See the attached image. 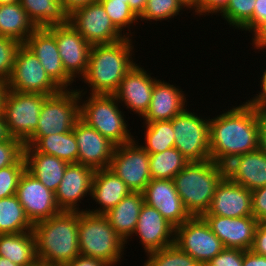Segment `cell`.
Here are the masks:
<instances>
[{"mask_svg": "<svg viewBox=\"0 0 266 266\" xmlns=\"http://www.w3.org/2000/svg\"><path fill=\"white\" fill-rule=\"evenodd\" d=\"M231 108L209 117L210 159L224 166L259 149L258 111L248 101Z\"/></svg>", "mask_w": 266, "mask_h": 266, "instance_id": "obj_1", "label": "cell"}, {"mask_svg": "<svg viewBox=\"0 0 266 266\" xmlns=\"http://www.w3.org/2000/svg\"><path fill=\"white\" fill-rule=\"evenodd\" d=\"M132 42L130 37H126L116 43L91 46L87 71L81 78L90 87V94H114L124 76L136 64L132 60Z\"/></svg>", "mask_w": 266, "mask_h": 266, "instance_id": "obj_2", "label": "cell"}, {"mask_svg": "<svg viewBox=\"0 0 266 266\" xmlns=\"http://www.w3.org/2000/svg\"><path fill=\"white\" fill-rule=\"evenodd\" d=\"M32 231L36 239L38 261L64 265L80 255L78 211H61L33 224Z\"/></svg>", "mask_w": 266, "mask_h": 266, "instance_id": "obj_3", "label": "cell"}, {"mask_svg": "<svg viewBox=\"0 0 266 266\" xmlns=\"http://www.w3.org/2000/svg\"><path fill=\"white\" fill-rule=\"evenodd\" d=\"M226 167L214 161L189 162L174 178V184L191 217H202L210 208Z\"/></svg>", "mask_w": 266, "mask_h": 266, "instance_id": "obj_4", "label": "cell"}, {"mask_svg": "<svg viewBox=\"0 0 266 266\" xmlns=\"http://www.w3.org/2000/svg\"><path fill=\"white\" fill-rule=\"evenodd\" d=\"M78 238L80 255L100 259L109 266H117L124 255L126 243L104 214L81 209L78 212Z\"/></svg>", "mask_w": 266, "mask_h": 266, "instance_id": "obj_5", "label": "cell"}, {"mask_svg": "<svg viewBox=\"0 0 266 266\" xmlns=\"http://www.w3.org/2000/svg\"><path fill=\"white\" fill-rule=\"evenodd\" d=\"M80 100V119L96 129L116 146L131 142L134 136L121 111L120 103L113 94H89L85 98L84 89H77ZM83 96L87 100H83ZM119 106V107H118Z\"/></svg>", "mask_w": 266, "mask_h": 266, "instance_id": "obj_6", "label": "cell"}, {"mask_svg": "<svg viewBox=\"0 0 266 266\" xmlns=\"http://www.w3.org/2000/svg\"><path fill=\"white\" fill-rule=\"evenodd\" d=\"M70 88L61 89L45 98L36 131L24 146H32L42 136L62 134L73 129L80 119V100L77 88Z\"/></svg>", "mask_w": 266, "mask_h": 266, "instance_id": "obj_7", "label": "cell"}, {"mask_svg": "<svg viewBox=\"0 0 266 266\" xmlns=\"http://www.w3.org/2000/svg\"><path fill=\"white\" fill-rule=\"evenodd\" d=\"M46 97L47 95L7 89L2 114L11 137L24 144L33 135Z\"/></svg>", "mask_w": 266, "mask_h": 266, "instance_id": "obj_8", "label": "cell"}, {"mask_svg": "<svg viewBox=\"0 0 266 266\" xmlns=\"http://www.w3.org/2000/svg\"><path fill=\"white\" fill-rule=\"evenodd\" d=\"M174 147L189 161L210 160L209 118L198 116L187 107L172 119Z\"/></svg>", "mask_w": 266, "mask_h": 266, "instance_id": "obj_9", "label": "cell"}, {"mask_svg": "<svg viewBox=\"0 0 266 266\" xmlns=\"http://www.w3.org/2000/svg\"><path fill=\"white\" fill-rule=\"evenodd\" d=\"M7 89L47 96L61 90L46 74L36 55L24 44L17 49Z\"/></svg>", "mask_w": 266, "mask_h": 266, "instance_id": "obj_10", "label": "cell"}, {"mask_svg": "<svg viewBox=\"0 0 266 266\" xmlns=\"http://www.w3.org/2000/svg\"><path fill=\"white\" fill-rule=\"evenodd\" d=\"M174 244L203 266L225 248L202 217H191L175 227Z\"/></svg>", "mask_w": 266, "mask_h": 266, "instance_id": "obj_11", "label": "cell"}, {"mask_svg": "<svg viewBox=\"0 0 266 266\" xmlns=\"http://www.w3.org/2000/svg\"><path fill=\"white\" fill-rule=\"evenodd\" d=\"M134 139L116 146L109 169L113 171L131 192L143 193L151 181L149 154Z\"/></svg>", "mask_w": 266, "mask_h": 266, "instance_id": "obj_12", "label": "cell"}, {"mask_svg": "<svg viewBox=\"0 0 266 266\" xmlns=\"http://www.w3.org/2000/svg\"><path fill=\"white\" fill-rule=\"evenodd\" d=\"M45 28L55 37L65 72L74 81L81 79L87 71L91 45L69 21Z\"/></svg>", "mask_w": 266, "mask_h": 266, "instance_id": "obj_13", "label": "cell"}, {"mask_svg": "<svg viewBox=\"0 0 266 266\" xmlns=\"http://www.w3.org/2000/svg\"><path fill=\"white\" fill-rule=\"evenodd\" d=\"M68 21L91 46L112 44L126 38L111 22L99 1L76 10Z\"/></svg>", "mask_w": 266, "mask_h": 266, "instance_id": "obj_14", "label": "cell"}, {"mask_svg": "<svg viewBox=\"0 0 266 266\" xmlns=\"http://www.w3.org/2000/svg\"><path fill=\"white\" fill-rule=\"evenodd\" d=\"M15 195L32 224L49 219L61 212L56 203L55 193L46 188L27 170L20 177Z\"/></svg>", "mask_w": 266, "mask_h": 266, "instance_id": "obj_15", "label": "cell"}, {"mask_svg": "<svg viewBox=\"0 0 266 266\" xmlns=\"http://www.w3.org/2000/svg\"><path fill=\"white\" fill-rule=\"evenodd\" d=\"M72 130L78 144V164L95 170L109 168L116 145L81 119Z\"/></svg>", "mask_w": 266, "mask_h": 266, "instance_id": "obj_16", "label": "cell"}, {"mask_svg": "<svg viewBox=\"0 0 266 266\" xmlns=\"http://www.w3.org/2000/svg\"><path fill=\"white\" fill-rule=\"evenodd\" d=\"M156 77H151L141 65L135 64L114 92L119 103L142 118L148 111Z\"/></svg>", "mask_w": 266, "mask_h": 266, "instance_id": "obj_17", "label": "cell"}, {"mask_svg": "<svg viewBox=\"0 0 266 266\" xmlns=\"http://www.w3.org/2000/svg\"><path fill=\"white\" fill-rule=\"evenodd\" d=\"M24 45L36 55L46 74L60 89H70L76 82L65 72L55 37L45 27L32 32Z\"/></svg>", "mask_w": 266, "mask_h": 266, "instance_id": "obj_18", "label": "cell"}, {"mask_svg": "<svg viewBox=\"0 0 266 266\" xmlns=\"http://www.w3.org/2000/svg\"><path fill=\"white\" fill-rule=\"evenodd\" d=\"M95 169L70 163L65 169L63 179L55 191V199L61 211H81L79 203L88 194L91 196Z\"/></svg>", "mask_w": 266, "mask_h": 266, "instance_id": "obj_19", "label": "cell"}, {"mask_svg": "<svg viewBox=\"0 0 266 266\" xmlns=\"http://www.w3.org/2000/svg\"><path fill=\"white\" fill-rule=\"evenodd\" d=\"M143 195L144 203L156 208L174 227L191 218L171 179H151Z\"/></svg>", "mask_w": 266, "mask_h": 266, "instance_id": "obj_20", "label": "cell"}, {"mask_svg": "<svg viewBox=\"0 0 266 266\" xmlns=\"http://www.w3.org/2000/svg\"><path fill=\"white\" fill-rule=\"evenodd\" d=\"M133 234L139 237L148 254L173 245L175 227L156 208L144 203Z\"/></svg>", "mask_w": 266, "mask_h": 266, "instance_id": "obj_21", "label": "cell"}, {"mask_svg": "<svg viewBox=\"0 0 266 266\" xmlns=\"http://www.w3.org/2000/svg\"><path fill=\"white\" fill-rule=\"evenodd\" d=\"M211 231L222 241L225 248L250 250L259 222L253 216L229 218L203 215Z\"/></svg>", "mask_w": 266, "mask_h": 266, "instance_id": "obj_22", "label": "cell"}, {"mask_svg": "<svg viewBox=\"0 0 266 266\" xmlns=\"http://www.w3.org/2000/svg\"><path fill=\"white\" fill-rule=\"evenodd\" d=\"M252 191L225 176L218 184L208 212L204 215L237 218L252 216Z\"/></svg>", "mask_w": 266, "mask_h": 266, "instance_id": "obj_23", "label": "cell"}, {"mask_svg": "<svg viewBox=\"0 0 266 266\" xmlns=\"http://www.w3.org/2000/svg\"><path fill=\"white\" fill-rule=\"evenodd\" d=\"M186 98L179 86L156 79L149 109L143 116L145 121L143 123L172 120L187 107Z\"/></svg>", "mask_w": 266, "mask_h": 266, "instance_id": "obj_24", "label": "cell"}, {"mask_svg": "<svg viewBox=\"0 0 266 266\" xmlns=\"http://www.w3.org/2000/svg\"><path fill=\"white\" fill-rule=\"evenodd\" d=\"M225 167L231 181L250 191L266 185V153L260 149L234 157Z\"/></svg>", "mask_w": 266, "mask_h": 266, "instance_id": "obj_25", "label": "cell"}, {"mask_svg": "<svg viewBox=\"0 0 266 266\" xmlns=\"http://www.w3.org/2000/svg\"><path fill=\"white\" fill-rule=\"evenodd\" d=\"M130 192L126 184L109 168L97 169L93 177L91 198L100 207L92 210L86 208V211L105 214Z\"/></svg>", "mask_w": 266, "mask_h": 266, "instance_id": "obj_26", "label": "cell"}, {"mask_svg": "<svg viewBox=\"0 0 266 266\" xmlns=\"http://www.w3.org/2000/svg\"><path fill=\"white\" fill-rule=\"evenodd\" d=\"M24 157L26 170L55 193L69 163L53 155L39 153L32 146H24Z\"/></svg>", "mask_w": 266, "mask_h": 266, "instance_id": "obj_27", "label": "cell"}, {"mask_svg": "<svg viewBox=\"0 0 266 266\" xmlns=\"http://www.w3.org/2000/svg\"><path fill=\"white\" fill-rule=\"evenodd\" d=\"M144 204L141 192H130L104 215L117 235L127 244L134 233L139 213ZM130 237V238H129Z\"/></svg>", "mask_w": 266, "mask_h": 266, "instance_id": "obj_28", "label": "cell"}, {"mask_svg": "<svg viewBox=\"0 0 266 266\" xmlns=\"http://www.w3.org/2000/svg\"><path fill=\"white\" fill-rule=\"evenodd\" d=\"M0 257L19 266H32L38 261L33 231L0 234Z\"/></svg>", "mask_w": 266, "mask_h": 266, "instance_id": "obj_29", "label": "cell"}, {"mask_svg": "<svg viewBox=\"0 0 266 266\" xmlns=\"http://www.w3.org/2000/svg\"><path fill=\"white\" fill-rule=\"evenodd\" d=\"M37 28L19 2L0 5V36L24 44Z\"/></svg>", "mask_w": 266, "mask_h": 266, "instance_id": "obj_30", "label": "cell"}, {"mask_svg": "<svg viewBox=\"0 0 266 266\" xmlns=\"http://www.w3.org/2000/svg\"><path fill=\"white\" fill-rule=\"evenodd\" d=\"M32 147L39 153L53 155L70 163H78V144L73 130L40 137Z\"/></svg>", "mask_w": 266, "mask_h": 266, "instance_id": "obj_31", "label": "cell"}, {"mask_svg": "<svg viewBox=\"0 0 266 266\" xmlns=\"http://www.w3.org/2000/svg\"><path fill=\"white\" fill-rule=\"evenodd\" d=\"M19 3L38 28L68 22L61 0H19Z\"/></svg>", "mask_w": 266, "mask_h": 266, "instance_id": "obj_32", "label": "cell"}, {"mask_svg": "<svg viewBox=\"0 0 266 266\" xmlns=\"http://www.w3.org/2000/svg\"><path fill=\"white\" fill-rule=\"evenodd\" d=\"M33 230L16 195L0 199V234L24 233Z\"/></svg>", "mask_w": 266, "mask_h": 266, "instance_id": "obj_33", "label": "cell"}, {"mask_svg": "<svg viewBox=\"0 0 266 266\" xmlns=\"http://www.w3.org/2000/svg\"><path fill=\"white\" fill-rule=\"evenodd\" d=\"M189 163L175 148L161 153L149 154V170L152 179H171Z\"/></svg>", "mask_w": 266, "mask_h": 266, "instance_id": "obj_34", "label": "cell"}, {"mask_svg": "<svg viewBox=\"0 0 266 266\" xmlns=\"http://www.w3.org/2000/svg\"><path fill=\"white\" fill-rule=\"evenodd\" d=\"M145 145H140L148 154L161 153L174 147L175 137L172 120L144 123Z\"/></svg>", "mask_w": 266, "mask_h": 266, "instance_id": "obj_35", "label": "cell"}, {"mask_svg": "<svg viewBox=\"0 0 266 266\" xmlns=\"http://www.w3.org/2000/svg\"><path fill=\"white\" fill-rule=\"evenodd\" d=\"M143 266H203L175 244L150 252Z\"/></svg>", "mask_w": 266, "mask_h": 266, "instance_id": "obj_36", "label": "cell"}, {"mask_svg": "<svg viewBox=\"0 0 266 266\" xmlns=\"http://www.w3.org/2000/svg\"><path fill=\"white\" fill-rule=\"evenodd\" d=\"M114 26L126 37H131V25L138 22L139 18L132 12L125 1L99 0ZM128 27V28H127ZM127 28L124 33V29ZM123 31V32H122Z\"/></svg>", "mask_w": 266, "mask_h": 266, "instance_id": "obj_37", "label": "cell"}, {"mask_svg": "<svg viewBox=\"0 0 266 266\" xmlns=\"http://www.w3.org/2000/svg\"><path fill=\"white\" fill-rule=\"evenodd\" d=\"M183 9L184 6L178 0H147L145 10L139 20L166 21L179 15Z\"/></svg>", "mask_w": 266, "mask_h": 266, "instance_id": "obj_38", "label": "cell"}, {"mask_svg": "<svg viewBox=\"0 0 266 266\" xmlns=\"http://www.w3.org/2000/svg\"><path fill=\"white\" fill-rule=\"evenodd\" d=\"M254 5L255 0H230L221 16L230 27L241 30L253 17Z\"/></svg>", "mask_w": 266, "mask_h": 266, "instance_id": "obj_39", "label": "cell"}, {"mask_svg": "<svg viewBox=\"0 0 266 266\" xmlns=\"http://www.w3.org/2000/svg\"><path fill=\"white\" fill-rule=\"evenodd\" d=\"M25 170L24 155L14 165L0 169V199L16 194L20 177Z\"/></svg>", "mask_w": 266, "mask_h": 266, "instance_id": "obj_40", "label": "cell"}, {"mask_svg": "<svg viewBox=\"0 0 266 266\" xmlns=\"http://www.w3.org/2000/svg\"><path fill=\"white\" fill-rule=\"evenodd\" d=\"M21 43L9 37L0 36V80L7 82L13 69L17 49Z\"/></svg>", "mask_w": 266, "mask_h": 266, "instance_id": "obj_41", "label": "cell"}, {"mask_svg": "<svg viewBox=\"0 0 266 266\" xmlns=\"http://www.w3.org/2000/svg\"><path fill=\"white\" fill-rule=\"evenodd\" d=\"M24 155V144L13 137L0 142V169L14 165Z\"/></svg>", "mask_w": 266, "mask_h": 266, "instance_id": "obj_42", "label": "cell"}, {"mask_svg": "<svg viewBox=\"0 0 266 266\" xmlns=\"http://www.w3.org/2000/svg\"><path fill=\"white\" fill-rule=\"evenodd\" d=\"M243 250L224 248L204 266H242Z\"/></svg>", "mask_w": 266, "mask_h": 266, "instance_id": "obj_43", "label": "cell"}, {"mask_svg": "<svg viewBox=\"0 0 266 266\" xmlns=\"http://www.w3.org/2000/svg\"><path fill=\"white\" fill-rule=\"evenodd\" d=\"M252 216L258 221L266 220V185L252 191Z\"/></svg>", "mask_w": 266, "mask_h": 266, "instance_id": "obj_44", "label": "cell"}, {"mask_svg": "<svg viewBox=\"0 0 266 266\" xmlns=\"http://www.w3.org/2000/svg\"><path fill=\"white\" fill-rule=\"evenodd\" d=\"M230 0H198V16L221 14L228 6Z\"/></svg>", "mask_w": 266, "mask_h": 266, "instance_id": "obj_45", "label": "cell"}, {"mask_svg": "<svg viewBox=\"0 0 266 266\" xmlns=\"http://www.w3.org/2000/svg\"><path fill=\"white\" fill-rule=\"evenodd\" d=\"M251 250L266 257V220L257 225Z\"/></svg>", "mask_w": 266, "mask_h": 266, "instance_id": "obj_46", "label": "cell"}, {"mask_svg": "<svg viewBox=\"0 0 266 266\" xmlns=\"http://www.w3.org/2000/svg\"><path fill=\"white\" fill-rule=\"evenodd\" d=\"M253 17L241 31H251L261 22L266 21V0H255Z\"/></svg>", "mask_w": 266, "mask_h": 266, "instance_id": "obj_47", "label": "cell"}, {"mask_svg": "<svg viewBox=\"0 0 266 266\" xmlns=\"http://www.w3.org/2000/svg\"><path fill=\"white\" fill-rule=\"evenodd\" d=\"M261 89L252 99L247 100L257 111H266V69L262 72Z\"/></svg>", "mask_w": 266, "mask_h": 266, "instance_id": "obj_48", "label": "cell"}, {"mask_svg": "<svg viewBox=\"0 0 266 266\" xmlns=\"http://www.w3.org/2000/svg\"><path fill=\"white\" fill-rule=\"evenodd\" d=\"M253 32V33H252ZM252 46L258 51L266 49V21L258 24L252 31Z\"/></svg>", "mask_w": 266, "mask_h": 266, "instance_id": "obj_49", "label": "cell"}, {"mask_svg": "<svg viewBox=\"0 0 266 266\" xmlns=\"http://www.w3.org/2000/svg\"><path fill=\"white\" fill-rule=\"evenodd\" d=\"M99 0H61L63 11L69 17L76 10L84 8L89 4L98 2Z\"/></svg>", "mask_w": 266, "mask_h": 266, "instance_id": "obj_50", "label": "cell"}, {"mask_svg": "<svg viewBox=\"0 0 266 266\" xmlns=\"http://www.w3.org/2000/svg\"><path fill=\"white\" fill-rule=\"evenodd\" d=\"M242 266H266V257L250 250H243Z\"/></svg>", "mask_w": 266, "mask_h": 266, "instance_id": "obj_51", "label": "cell"}, {"mask_svg": "<svg viewBox=\"0 0 266 266\" xmlns=\"http://www.w3.org/2000/svg\"><path fill=\"white\" fill-rule=\"evenodd\" d=\"M63 266H109V265L100 259L79 255L73 261H70L64 264Z\"/></svg>", "mask_w": 266, "mask_h": 266, "instance_id": "obj_52", "label": "cell"}, {"mask_svg": "<svg viewBox=\"0 0 266 266\" xmlns=\"http://www.w3.org/2000/svg\"><path fill=\"white\" fill-rule=\"evenodd\" d=\"M259 149L266 153V111H258Z\"/></svg>", "mask_w": 266, "mask_h": 266, "instance_id": "obj_53", "label": "cell"}, {"mask_svg": "<svg viewBox=\"0 0 266 266\" xmlns=\"http://www.w3.org/2000/svg\"><path fill=\"white\" fill-rule=\"evenodd\" d=\"M132 12L139 18L145 10L147 0H128Z\"/></svg>", "mask_w": 266, "mask_h": 266, "instance_id": "obj_54", "label": "cell"}, {"mask_svg": "<svg viewBox=\"0 0 266 266\" xmlns=\"http://www.w3.org/2000/svg\"><path fill=\"white\" fill-rule=\"evenodd\" d=\"M10 137L11 136L8 133L4 116L2 113H0V142L8 140Z\"/></svg>", "mask_w": 266, "mask_h": 266, "instance_id": "obj_55", "label": "cell"}, {"mask_svg": "<svg viewBox=\"0 0 266 266\" xmlns=\"http://www.w3.org/2000/svg\"><path fill=\"white\" fill-rule=\"evenodd\" d=\"M185 8V10H195V15H198V0H178Z\"/></svg>", "mask_w": 266, "mask_h": 266, "instance_id": "obj_56", "label": "cell"}, {"mask_svg": "<svg viewBox=\"0 0 266 266\" xmlns=\"http://www.w3.org/2000/svg\"><path fill=\"white\" fill-rule=\"evenodd\" d=\"M7 91V82L0 80V113H2L3 100Z\"/></svg>", "mask_w": 266, "mask_h": 266, "instance_id": "obj_57", "label": "cell"}, {"mask_svg": "<svg viewBox=\"0 0 266 266\" xmlns=\"http://www.w3.org/2000/svg\"><path fill=\"white\" fill-rule=\"evenodd\" d=\"M0 266H19L7 258L0 257Z\"/></svg>", "mask_w": 266, "mask_h": 266, "instance_id": "obj_58", "label": "cell"}, {"mask_svg": "<svg viewBox=\"0 0 266 266\" xmlns=\"http://www.w3.org/2000/svg\"><path fill=\"white\" fill-rule=\"evenodd\" d=\"M19 2V0H0V5L13 4Z\"/></svg>", "mask_w": 266, "mask_h": 266, "instance_id": "obj_59", "label": "cell"}, {"mask_svg": "<svg viewBox=\"0 0 266 266\" xmlns=\"http://www.w3.org/2000/svg\"><path fill=\"white\" fill-rule=\"evenodd\" d=\"M39 266H63V265H55V264H46L44 262L39 261Z\"/></svg>", "mask_w": 266, "mask_h": 266, "instance_id": "obj_60", "label": "cell"}, {"mask_svg": "<svg viewBox=\"0 0 266 266\" xmlns=\"http://www.w3.org/2000/svg\"><path fill=\"white\" fill-rule=\"evenodd\" d=\"M32 266H39V261H37L36 263H34Z\"/></svg>", "mask_w": 266, "mask_h": 266, "instance_id": "obj_61", "label": "cell"}, {"mask_svg": "<svg viewBox=\"0 0 266 266\" xmlns=\"http://www.w3.org/2000/svg\"><path fill=\"white\" fill-rule=\"evenodd\" d=\"M114 1H125L128 4V0H114Z\"/></svg>", "mask_w": 266, "mask_h": 266, "instance_id": "obj_62", "label": "cell"}]
</instances>
